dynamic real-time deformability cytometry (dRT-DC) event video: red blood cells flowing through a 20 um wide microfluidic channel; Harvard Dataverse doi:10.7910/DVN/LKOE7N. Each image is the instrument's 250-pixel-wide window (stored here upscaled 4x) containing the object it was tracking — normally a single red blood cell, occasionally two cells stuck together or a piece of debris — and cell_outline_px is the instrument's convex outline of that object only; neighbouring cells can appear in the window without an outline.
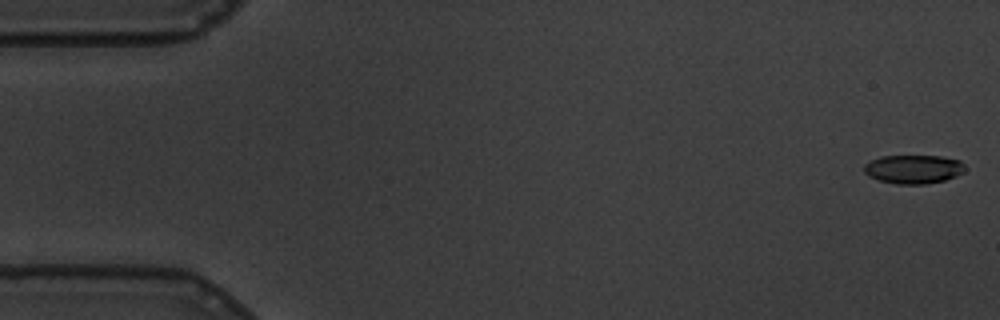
{"species": "common noctule bat (a hibernating species)", "species_latin": "Nyctalus noctula", "temperature_condition": "warm", "stored_images_in_passage": 58, "camera_frame_rate_fps": 3000, "um_per_image_px": 0.085, "animal": {"sex": "male", "body_mass_g": 19.5, "forearm_length_mm": 54.6}, "frame": {"image": 1, "passage_image": 1, "time_ms": 0.0, "image_size_px": [1000, 320], "cell_outline_px": [[964, 172], [956, 176], [944, 180], [924, 184], [896, 184], [880, 180], [868, 176], [864, 172], [864, 164], [880, 156], [940, 156], [960, 160], [964, 164]], "centroid_in_image_um": [77.64, 14.38], "position_along_channel_um": 7.4, "area_um2": 16.88}}
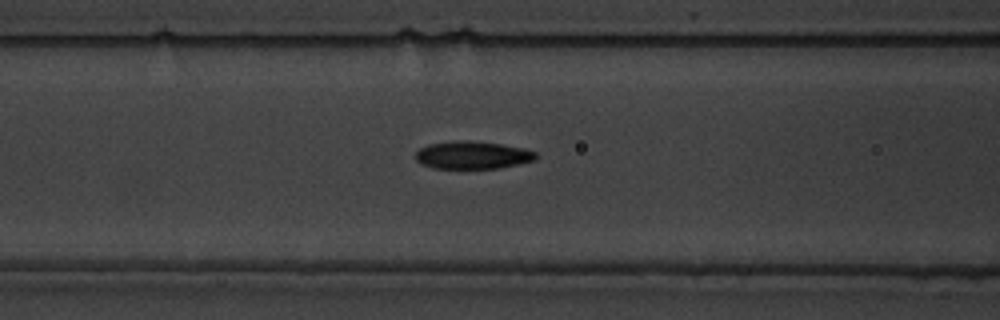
{"frame": {"image": 2, "passage_image": 23, "time_ms": 7.333, "image_size_px": [1000, 320], "cell_outline_px": [[536, 156], [532, 160], [516, 164], [496, 168], [432, 168], [420, 164], [416, 160], [416, 152], [420, 148], [428, 144], [456, 140], [472, 140], [500, 144], [524, 148], [536, 152]], "centroid_in_image_um": [40.1, 13.17], "position_along_channel_um": 126.5, "area_um2": 19.31}}
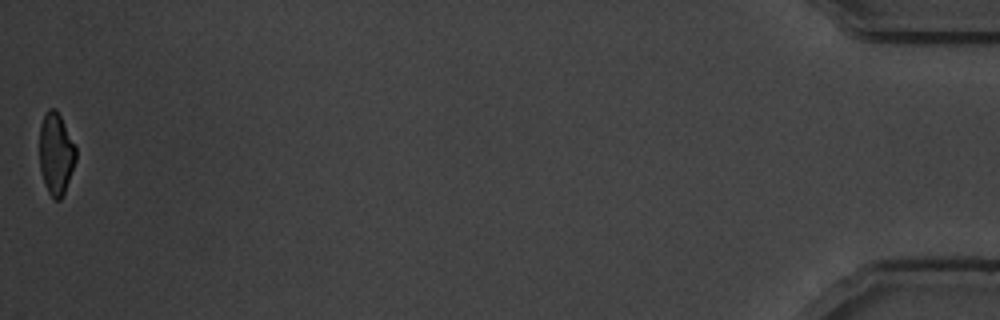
{"frame": {"image": 3, "passage_image": 58, "time_ms": 19.0, "image_size_px": [1000, 320], "cell_outline_px": [[76, 160], [64, 192], [60, 200], [52, 200], [44, 184], [40, 168], [40, 124], [44, 112], [48, 108], [56, 108], [76, 148]], "centroid_in_image_um": [4.74, 13.06], "position_along_channel_um": 430.5, "area_um2": 17.34}, "authors_computed_cell_mechanics": {"area_um2": 19.074, "velocity_mm_per_s": 3.4666, "shape_relaxation_time_tau1_ms": 2.9604, "shape_relaxation_time_tau2_ms": 1.4958, "deformation_change_tau1": 0.1476, "deformation_change_tau2": 0.0767}}